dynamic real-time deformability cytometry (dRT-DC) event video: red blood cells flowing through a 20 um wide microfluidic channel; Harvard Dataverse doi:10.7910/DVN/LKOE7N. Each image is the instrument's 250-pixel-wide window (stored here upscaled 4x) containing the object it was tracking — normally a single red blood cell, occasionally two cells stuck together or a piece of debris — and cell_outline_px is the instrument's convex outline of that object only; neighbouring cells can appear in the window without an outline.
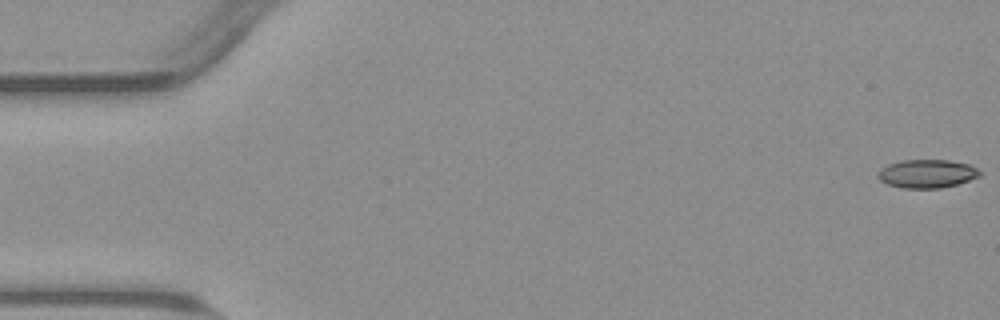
{"species": "common noctule bat (a hibernating species)", "species_latin": "Nyctalus noctula", "temperature_condition": "warm", "stored_images_in_passage": 10, "camera_frame_rate_fps": 3000, "um_per_image_px": 0.085, "animal": {"sex": "male", "body_mass_g": 23.1, "forearm_length_mm": 52.7}, "frame": {"image": 1, "passage_image": 1, "time_ms": 0.0, "image_size_px": [1000, 320], "cell_outline_px": [[980, 176], [956, 184], [940, 188], [904, 188], [888, 184], [880, 180], [880, 168], [888, 164], [900, 160], [948, 160], [968, 164], [976, 168], [980, 172]], "centroid_in_image_um": [78.79, 14.75], "position_along_channel_um": 6.2, "area_um2": 16.59}}